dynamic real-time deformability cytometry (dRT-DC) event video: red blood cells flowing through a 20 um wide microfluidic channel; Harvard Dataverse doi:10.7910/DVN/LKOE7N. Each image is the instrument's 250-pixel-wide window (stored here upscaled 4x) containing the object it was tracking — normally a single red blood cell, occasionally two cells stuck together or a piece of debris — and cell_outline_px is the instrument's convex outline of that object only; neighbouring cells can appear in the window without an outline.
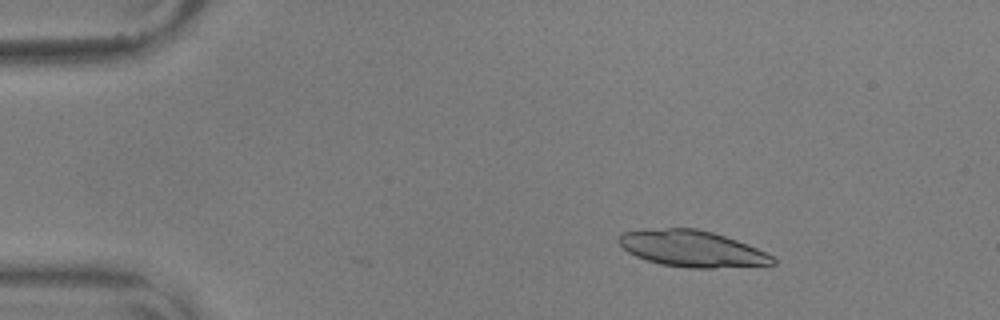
{"species": "common noctule bat (a hibernating species)", "species_latin": "Nyctalus noctula", "temperature_condition": "warm", "stored_images_in_passage": 56, "camera_frame_rate_fps": 3000, "um_per_image_px": 0.085, "animal": {"sex": "male", "body_mass_g": 17.9, "forearm_length_mm": 54.2}, "frame": {"image": 1, "passage_image": 9, "time_ms": 2.667, "image_size_px": [1000, 320], "cell_outline_px": [[776, 264], [712, 268], [692, 268], [660, 264], [636, 256], [628, 252], [616, 240], [620, 232], [668, 228], [696, 228], [712, 232], [736, 240], [756, 248], [772, 256], [776, 260]], "centroid_in_image_um": [58.8, 21.14], "position_along_channel_um": 26.2, "area_um2": 32.25}}